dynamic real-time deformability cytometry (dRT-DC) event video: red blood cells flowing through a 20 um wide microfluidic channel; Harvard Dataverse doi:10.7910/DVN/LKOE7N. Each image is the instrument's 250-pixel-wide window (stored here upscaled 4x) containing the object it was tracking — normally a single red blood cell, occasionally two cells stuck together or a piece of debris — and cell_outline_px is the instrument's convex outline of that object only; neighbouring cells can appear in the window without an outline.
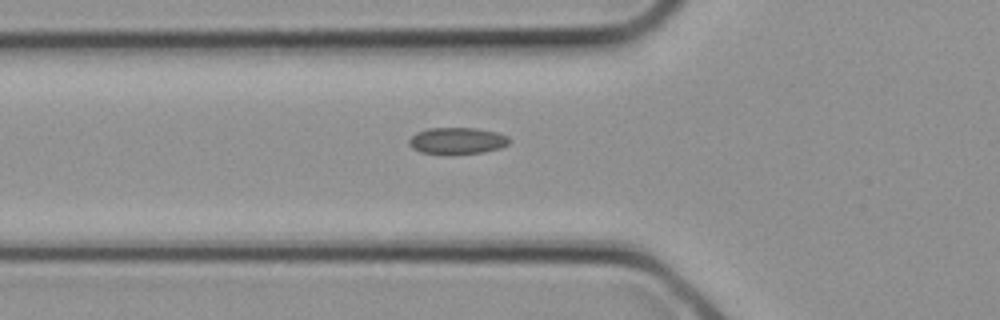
{"species": "common noctule bat (a hibernating species)", "species_latin": "Nyctalus noctula", "temperature_condition": "cold", "stored_images_in_passage": 4, "camera_frame_rate_fps": 3000, "um_per_image_px": 0.085, "animal": {"sex": "female", "body_mass_g": 21.9}, "frame": {"image": 1, "passage_image": 4, "time_ms": 1.0, "image_size_px": [1000, 320], "cell_outline_px": [[512, 140], [508, 144], [500, 148], [484, 152], [452, 156], [444, 156], [420, 152], [412, 148], [408, 144], [408, 140], [416, 132], [428, 128], [476, 128], [496, 132], [508, 136]], "centroid_in_image_um": [38.84, 12.0], "position_along_channel_um": 87.0, "area_um2": 16.18}}